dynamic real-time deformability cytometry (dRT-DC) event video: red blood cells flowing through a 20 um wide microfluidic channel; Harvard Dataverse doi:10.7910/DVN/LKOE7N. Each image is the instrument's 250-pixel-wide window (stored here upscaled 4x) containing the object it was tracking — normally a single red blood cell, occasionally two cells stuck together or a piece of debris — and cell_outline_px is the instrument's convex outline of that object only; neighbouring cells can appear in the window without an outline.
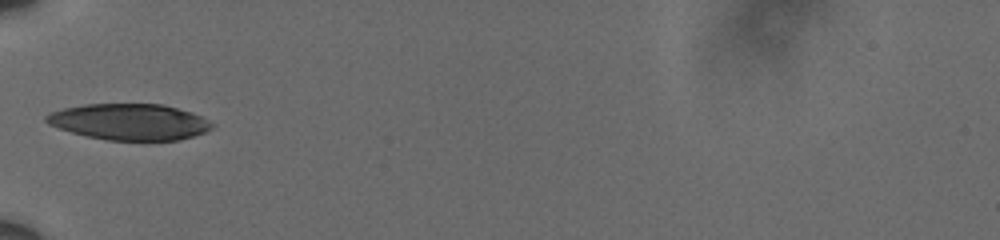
{"species": "human", "species_latin": "Homo sapiens", "temperature_condition": "cold", "stored_images_in_passage": 37, "camera_frame_rate_fps": 3000, "um_per_image_px": 0.085, "donor": {"sex": "male"}, "frame": {"image": 1, "passage_image": 1, "time_ms": 0.0, "image_size_px": [1000, 240], "cell_outline_px": [[216, 124], [212, 128], [204, 132], [180, 140], [108, 140], [88, 136], [72, 132], [48, 124], [44, 120], [44, 116], [52, 112], [64, 108], [84, 104], [164, 104], [192, 112]], "centroid_in_image_um": [11.02, 10.35], "position_along_channel_um": 74.0, "area_um2": 34.85}}
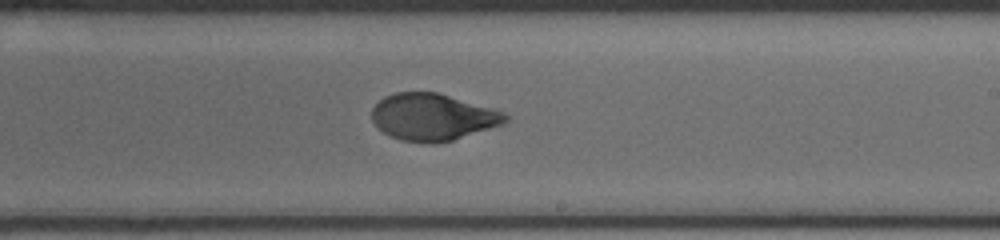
{"frame": {"image": 2, "passage_image": 16, "time_ms": 5.0, "image_size_px": [1000, 240], "cell_outline_px": [[508, 120], [504, 124], [452, 140], [436, 144], [428, 144], [400, 140], [384, 132], [372, 120], [372, 108], [384, 96], [396, 92], [436, 92], [504, 112], [508, 116]], "centroid_in_image_um": [36.78, 9.96], "position_along_channel_um": 252.2, "area_um2": 36.24}}
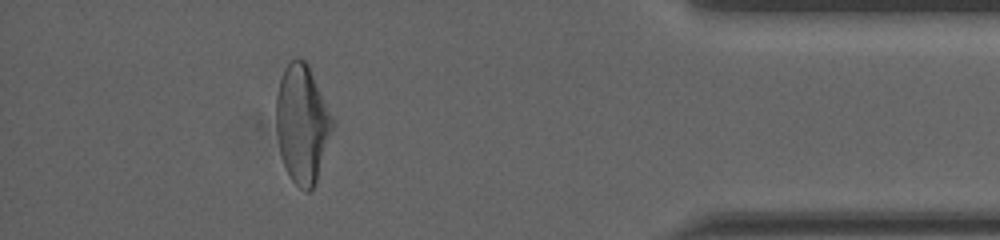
{"frame": {"image": 3, "passage_image": 32, "time_ms": 10.333, "image_size_px": [1000, 240], "cell_outline_px": [[336, 124], [316, 180], [312, 188], [308, 192], [304, 192], [292, 180], [284, 164], [280, 152], [276, 132], [276, 96], [280, 80], [284, 68], [296, 56], [304, 60], [308, 64], [336, 120]], "centroid_in_image_um": [25.72, 10.5], "position_along_channel_um": 409.5, "area_um2": 39.25}, "authors_computed_cell_mechanics": {"area_um2": 37.3388, "velocity_mm_per_s": 3.6002, "shape_relaxation_time_tau1_ms": 3.586, "shape_relaxation_time_tau2_ms": 0.8884, "deformation_change_tau1": 0.168, "deformation_change_tau2": 0.0486}}